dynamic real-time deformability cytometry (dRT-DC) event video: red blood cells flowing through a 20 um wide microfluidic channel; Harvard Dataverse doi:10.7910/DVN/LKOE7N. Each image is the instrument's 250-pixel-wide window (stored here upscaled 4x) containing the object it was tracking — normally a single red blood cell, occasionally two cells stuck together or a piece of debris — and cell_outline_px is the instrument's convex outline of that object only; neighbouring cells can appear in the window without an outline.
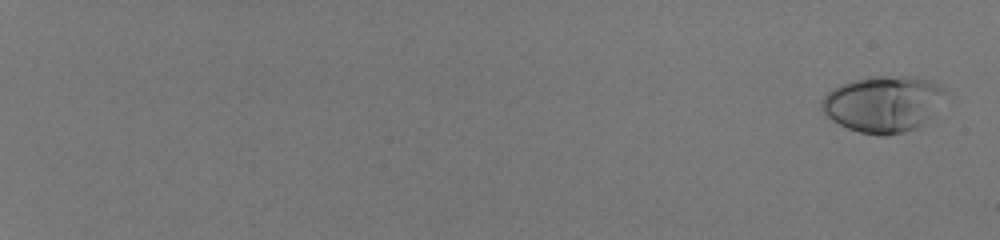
{"species": "human", "species_latin": "Homo sapiens", "temperature_condition": "room temperature", "stored_images_in_passage": 57, "camera_frame_rate_fps": 3000, "um_per_image_px": 0.085, "donor": {"sex": "male"}, "frame": {"image": 1, "passage_image": 3, "time_ms": 0.667, "image_size_px": [1000, 240], "cell_outline_px": [[944, 92], [928, 116], [916, 128], [904, 132], [884, 136], [880, 136], [860, 132], [848, 128], [832, 120], [820, 108], [820, 104], [824, 96], [832, 88], [840, 84], [856, 80], [876, 76], [908, 76], [928, 80], [944, 88]], "centroid_in_image_um": [74.97, 8.83], "position_along_channel_um": 10.0, "area_um2": 39.54}}
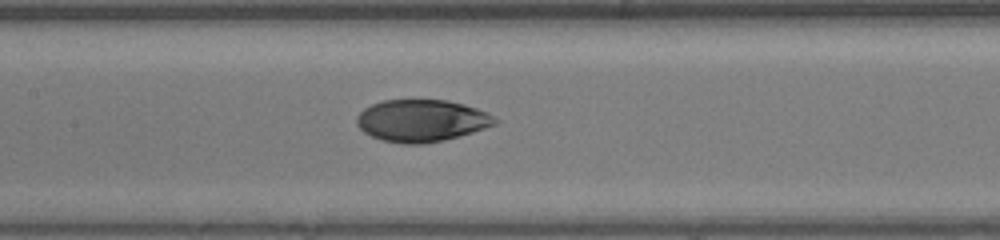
{"frame": {"image": 2, "passage_image": 35, "time_ms": 11.333, "image_size_px": [1000, 240], "cell_outline_px": [[500, 120], [496, 124], [460, 136], [444, 140], [424, 144], [404, 144], [384, 140], [372, 136], [364, 132], [356, 124], [356, 116], [364, 108], [372, 104], [384, 100], [448, 100], [464, 104], [488, 112]], "centroid_in_image_um": [35.85, 10.25], "position_along_channel_um": 171.6, "area_um2": 33.99}}
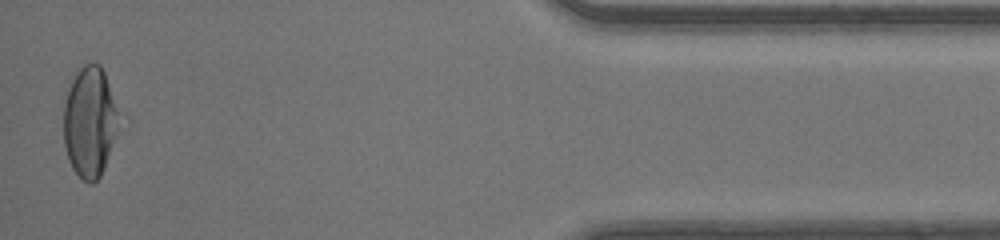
{"frame": {"image": 3, "passage_image": 57, "time_ms": 18.667, "image_size_px": [1000, 240], "cell_outline_px": [[116, 132], [104, 168], [100, 176], [92, 184], [88, 184], [80, 180], [72, 168], [68, 160], [64, 144], [64, 104], [72, 80], [76, 72], [84, 64], [100, 64], [104, 72], [116, 108]], "centroid_in_image_um": [7.58, 10.42], "position_along_channel_um": 427.6, "area_um2": 34.8}, "authors_computed_cell_mechanics": {"area_um2": 35.0268, "velocity_mm_per_s": 4.1594, "shape_relaxation_time_tau1_ms": 5.3573, "shape_relaxation_time_tau2_ms": 0.8626, "deformation_change_tau1": 0.2008, "deformation_change_tau2": 0.0438}}